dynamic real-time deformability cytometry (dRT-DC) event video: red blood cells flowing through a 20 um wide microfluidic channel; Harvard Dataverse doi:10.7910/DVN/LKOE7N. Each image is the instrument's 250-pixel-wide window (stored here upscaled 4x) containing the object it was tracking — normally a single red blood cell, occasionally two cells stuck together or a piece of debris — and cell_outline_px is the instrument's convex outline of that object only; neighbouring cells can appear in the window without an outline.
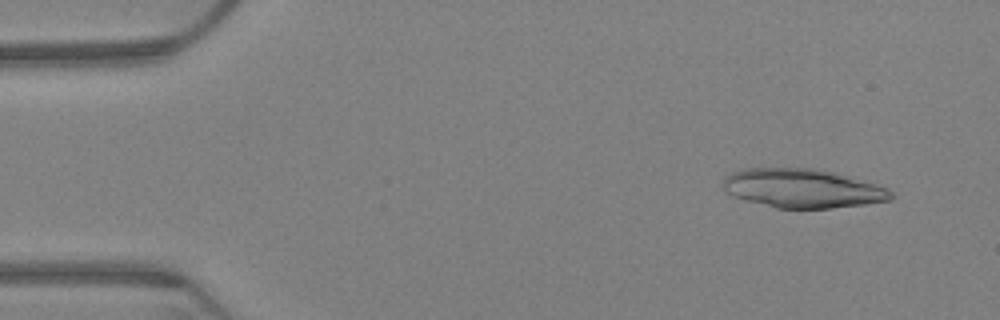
{"species": "Egyptian fruit bat (a non-hibernating species)", "species_latin": "Rousettus aegyptiacus", "temperature_condition": "warm", "stored_images_in_passage": 20, "camera_frame_rate_fps": 3000, "um_per_image_px": 0.085, "animal": {"sex": "female"}, "frame": {"image": 1, "passage_image": 5, "time_ms": 1.333, "image_size_px": [1000, 320], "cell_outline_px": [[896, 196], [892, 200], [864, 204], [832, 208], [776, 208], [744, 200], [724, 192], [720, 184], [724, 176], [732, 172], [744, 168], [812, 168], [832, 172], [848, 176], [888, 188]], "centroid_in_image_um": [68.17, 16.01], "position_along_channel_um": 16.8, "area_um2": 38.38}}